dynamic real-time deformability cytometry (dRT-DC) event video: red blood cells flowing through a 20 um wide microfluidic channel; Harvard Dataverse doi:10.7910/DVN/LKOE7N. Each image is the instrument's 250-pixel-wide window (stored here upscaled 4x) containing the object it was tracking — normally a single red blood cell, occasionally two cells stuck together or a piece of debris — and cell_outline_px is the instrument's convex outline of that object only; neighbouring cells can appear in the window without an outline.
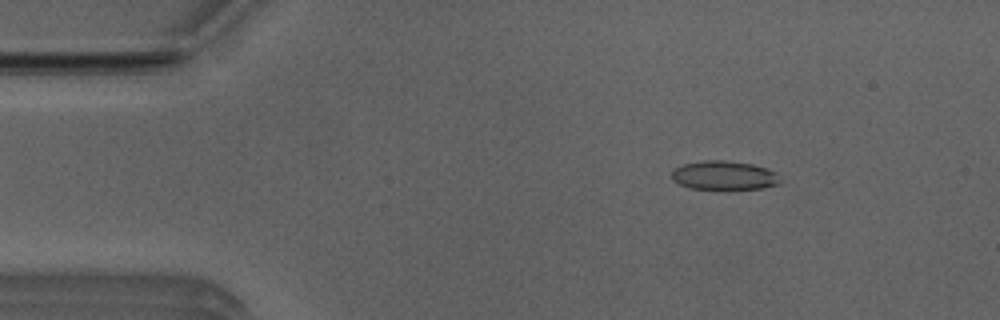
{"species": "Egyptian fruit bat (a non-hibernating species)", "species_latin": "Rousettus aegyptiacus", "temperature_condition": "room temperature", "stored_images_in_passage": 48, "camera_frame_rate_fps": 3000, "um_per_image_px": 0.085, "animal": {"sex": "male"}, "frame": {"image": 1, "passage_image": 4, "time_ms": 1.0, "image_size_px": [1000, 320], "cell_outline_px": [[784, 180], [780, 184], [764, 188], [724, 192], [688, 188], [672, 180], [672, 172], [676, 168], [684, 164], [704, 160], [720, 160], [752, 164], [776, 172]], "centroid_in_image_um": [61.6, 14.97], "position_along_channel_um": 23.4, "area_um2": 19.19}}
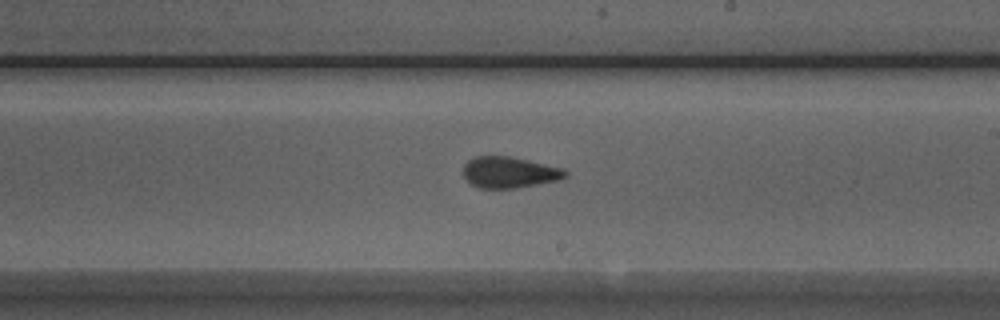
{"frame": {"image": 2, "passage_image": 26, "time_ms": 8.333, "image_size_px": [1000, 320], "cell_outline_px": [[568, 176], [556, 180], [516, 188], [480, 188], [472, 184], [464, 176], [464, 164], [468, 160], [476, 156], [508, 156], [528, 160], [564, 168], [568, 172]], "centroid_in_image_um": [43.3, 14.64], "position_along_channel_um": 245.7, "area_um2": 18.38}}
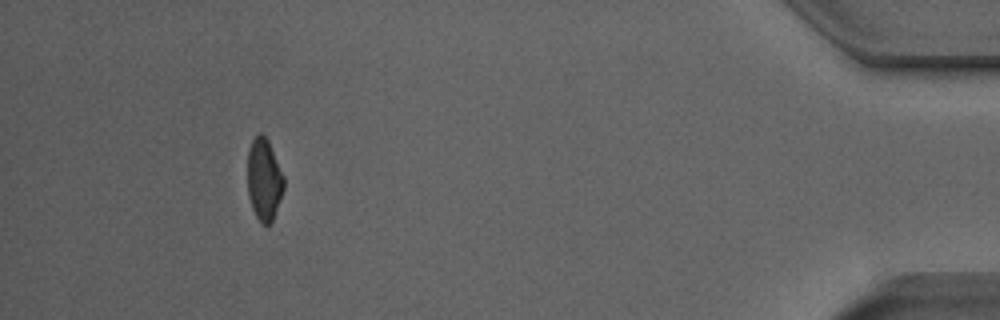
{"frame": {"image": 3, "passage_image": 44, "time_ms": 14.333, "image_size_px": [1000, 320], "cell_outline_px": [[284, 188], [272, 220], [268, 224], [260, 224], [252, 208], [248, 196], [248, 148], [252, 140], [260, 132], [268, 140], [284, 176]], "centroid_in_image_um": [22.43, 15.25], "position_along_channel_um": 412.8, "area_um2": 17.22}, "authors_computed_cell_mechanics": {"area_um2": 18.6116, "velocity_mm_per_s": 3.9459, "shape_relaxation_time_tau1_ms": 9.3121, "shape_relaxation_time_tau2_ms": 1.6989, "deformation_change_tau1": 0.1743, "deformation_change_tau2": 0.0828}}